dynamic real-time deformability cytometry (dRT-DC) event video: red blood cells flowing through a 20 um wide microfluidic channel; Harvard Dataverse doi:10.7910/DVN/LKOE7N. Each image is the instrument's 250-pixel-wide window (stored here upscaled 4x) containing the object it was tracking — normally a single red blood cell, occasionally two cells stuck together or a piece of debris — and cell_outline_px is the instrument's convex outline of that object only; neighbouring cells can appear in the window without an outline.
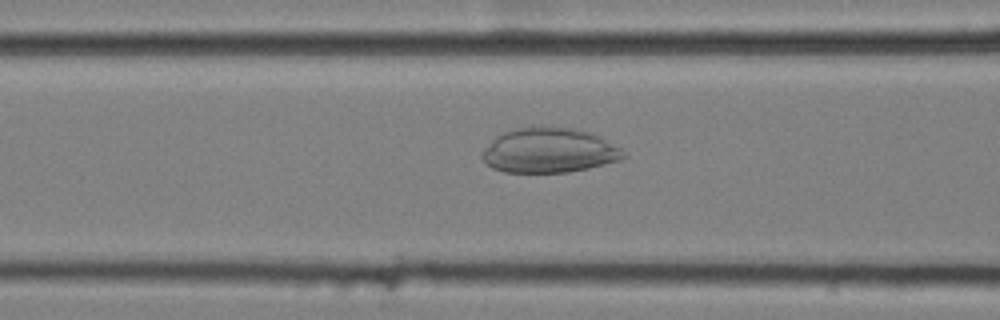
{"species": "common noctule bat (a hibernating species)", "species_latin": "Nyctalus noctula", "temperature_condition": "cold", "stored_images_in_passage": 35, "camera_frame_rate_fps": 3000, "um_per_image_px": 0.085, "animal": {"sex": "female", "body_mass_g": 25.1}, "frame": {"image": 1, "passage_image": 14, "time_ms": 4.333, "image_size_px": [1000, 320], "cell_outline_px": [[628, 156], [620, 160], [588, 168], [568, 172], [504, 172], [492, 168], [480, 156], [484, 148], [496, 136], [504, 132], [516, 128], [576, 128], [592, 132], [600, 136], [620, 148]], "centroid_in_image_um": [46.69, 12.8], "position_along_channel_um": 119.9, "area_um2": 36.65}}
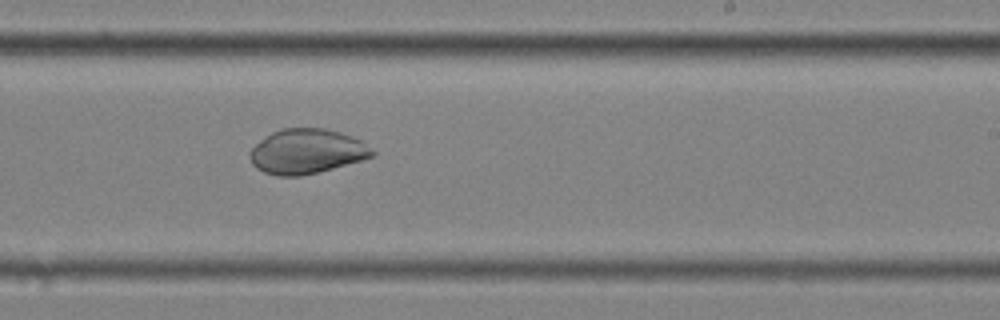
{"frame": {"image": 2, "passage_image": 26, "time_ms": 8.333, "image_size_px": [1000, 320], "cell_outline_px": [[376, 152], [372, 156], [360, 160], [332, 168], [300, 176], [276, 176], [264, 172], [256, 168], [252, 164], [248, 156], [248, 152], [260, 140], [272, 132], [284, 128], [324, 128], [340, 132], [352, 136], [360, 140]], "centroid_in_image_um": [26.03, 12.87], "position_along_channel_um": 263.0, "area_um2": 31.73}}
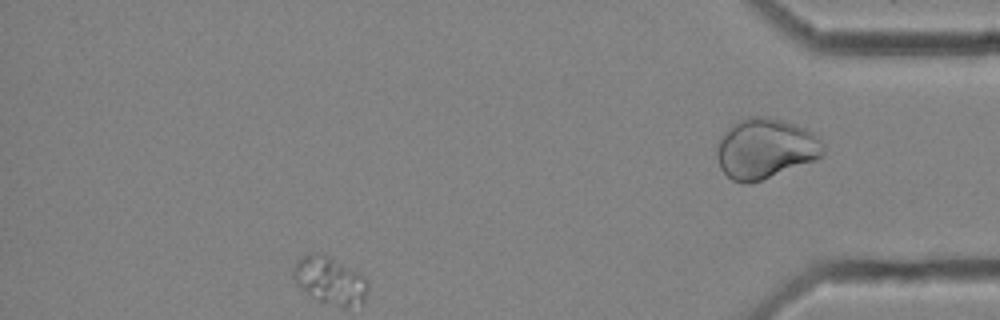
{"frame": {"image": 3, "passage_image": 35, "time_ms": 11.333, "image_size_px": [1000, 320], "cell_outline_px": [[824, 152], [816, 160], [760, 180], [732, 180], [720, 168], [716, 156], [716, 144], [724, 132], [732, 124], [748, 116], [768, 116], [804, 128], [812, 132], [824, 144]], "centroid_in_image_um": [65.04, 12.59], "position_along_channel_um": 370.2, "area_um2": 36.76}}